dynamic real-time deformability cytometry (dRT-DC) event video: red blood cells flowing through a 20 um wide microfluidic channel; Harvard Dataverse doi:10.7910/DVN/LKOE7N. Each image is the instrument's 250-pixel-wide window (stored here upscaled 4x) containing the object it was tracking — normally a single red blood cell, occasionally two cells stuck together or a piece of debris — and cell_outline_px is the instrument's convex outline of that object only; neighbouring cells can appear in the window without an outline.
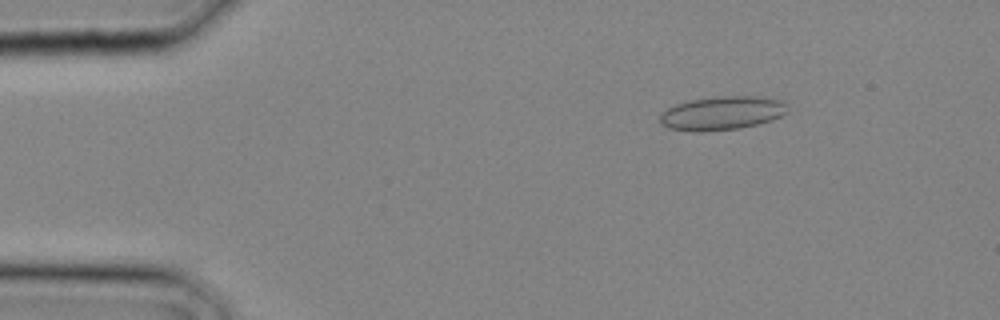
{"species": "common noctule bat (a hibernating species)", "species_latin": "Nyctalus noctula", "temperature_condition": "cold", "stored_images_in_passage": 3, "segment_of_instrument_passage": [2, 2], "camera_frame_rate_fps": 3000, "um_per_image_px": 0.085, "animal": {"sex": "male", "body_mass_g": 20.4}, "frame": {"image": 1, "passage_image": 3, "time_ms": 0.667, "image_size_px": [1000, 320], "cell_outline_px": [[788, 112], [772, 120], [740, 128], [704, 132], [692, 132], [668, 128], [660, 124], [660, 112], [676, 104], [688, 100], [716, 96], [764, 96], [784, 100]], "centroid_in_image_um": [61.36, 9.61], "position_along_channel_um": 23.6, "area_um2": 25.49}}